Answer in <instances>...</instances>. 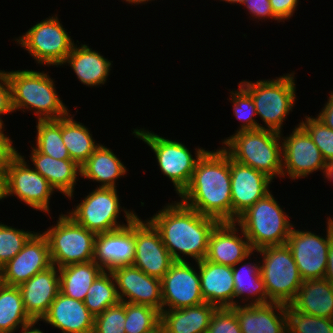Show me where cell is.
<instances>
[{
    "instance_id": "40",
    "label": "cell",
    "mask_w": 333,
    "mask_h": 333,
    "mask_svg": "<svg viewBox=\"0 0 333 333\" xmlns=\"http://www.w3.org/2000/svg\"><path fill=\"white\" fill-rule=\"evenodd\" d=\"M36 233L4 224L0 221V268L14 258Z\"/></svg>"
},
{
    "instance_id": "13",
    "label": "cell",
    "mask_w": 333,
    "mask_h": 333,
    "mask_svg": "<svg viewBox=\"0 0 333 333\" xmlns=\"http://www.w3.org/2000/svg\"><path fill=\"white\" fill-rule=\"evenodd\" d=\"M325 235L293 226L286 241L303 280L325 277L328 251L333 240V217L326 218ZM323 235V236H322Z\"/></svg>"
},
{
    "instance_id": "2",
    "label": "cell",
    "mask_w": 333,
    "mask_h": 333,
    "mask_svg": "<svg viewBox=\"0 0 333 333\" xmlns=\"http://www.w3.org/2000/svg\"><path fill=\"white\" fill-rule=\"evenodd\" d=\"M156 212L146 219L159 232L174 261H188L189 257L199 262L206 258L217 219L202 215L179 200L168 202Z\"/></svg>"
},
{
    "instance_id": "33",
    "label": "cell",
    "mask_w": 333,
    "mask_h": 333,
    "mask_svg": "<svg viewBox=\"0 0 333 333\" xmlns=\"http://www.w3.org/2000/svg\"><path fill=\"white\" fill-rule=\"evenodd\" d=\"M102 271L94 260L59 268L60 292L70 298L84 301L88 289Z\"/></svg>"
},
{
    "instance_id": "21",
    "label": "cell",
    "mask_w": 333,
    "mask_h": 333,
    "mask_svg": "<svg viewBox=\"0 0 333 333\" xmlns=\"http://www.w3.org/2000/svg\"><path fill=\"white\" fill-rule=\"evenodd\" d=\"M135 258L134 220L120 229L96 236L94 261L103 269L132 265Z\"/></svg>"
},
{
    "instance_id": "51",
    "label": "cell",
    "mask_w": 333,
    "mask_h": 333,
    "mask_svg": "<svg viewBox=\"0 0 333 333\" xmlns=\"http://www.w3.org/2000/svg\"><path fill=\"white\" fill-rule=\"evenodd\" d=\"M326 182H332L333 184V161L327 163L326 170L323 177Z\"/></svg>"
},
{
    "instance_id": "50",
    "label": "cell",
    "mask_w": 333,
    "mask_h": 333,
    "mask_svg": "<svg viewBox=\"0 0 333 333\" xmlns=\"http://www.w3.org/2000/svg\"><path fill=\"white\" fill-rule=\"evenodd\" d=\"M36 324L41 326L39 321L33 320L31 323L21 327L20 330L18 329L17 331H19V333H44L40 327H36Z\"/></svg>"
},
{
    "instance_id": "4",
    "label": "cell",
    "mask_w": 333,
    "mask_h": 333,
    "mask_svg": "<svg viewBox=\"0 0 333 333\" xmlns=\"http://www.w3.org/2000/svg\"><path fill=\"white\" fill-rule=\"evenodd\" d=\"M222 148L244 165L276 180L282 179V139L278 132L267 129L245 130L222 139Z\"/></svg>"
},
{
    "instance_id": "25",
    "label": "cell",
    "mask_w": 333,
    "mask_h": 333,
    "mask_svg": "<svg viewBox=\"0 0 333 333\" xmlns=\"http://www.w3.org/2000/svg\"><path fill=\"white\" fill-rule=\"evenodd\" d=\"M43 323L59 329L60 333H93L94 316L83 301L70 298L59 292L51 303Z\"/></svg>"
},
{
    "instance_id": "43",
    "label": "cell",
    "mask_w": 333,
    "mask_h": 333,
    "mask_svg": "<svg viewBox=\"0 0 333 333\" xmlns=\"http://www.w3.org/2000/svg\"><path fill=\"white\" fill-rule=\"evenodd\" d=\"M206 333H242L236 313L231 308H217Z\"/></svg>"
},
{
    "instance_id": "3",
    "label": "cell",
    "mask_w": 333,
    "mask_h": 333,
    "mask_svg": "<svg viewBox=\"0 0 333 333\" xmlns=\"http://www.w3.org/2000/svg\"><path fill=\"white\" fill-rule=\"evenodd\" d=\"M5 75L11 87L13 112H33L36 121L57 120L70 112L58 95L55 79L49 76V71L6 70Z\"/></svg>"
},
{
    "instance_id": "44",
    "label": "cell",
    "mask_w": 333,
    "mask_h": 333,
    "mask_svg": "<svg viewBox=\"0 0 333 333\" xmlns=\"http://www.w3.org/2000/svg\"><path fill=\"white\" fill-rule=\"evenodd\" d=\"M242 6L246 7V12H248L246 14L251 15L249 16L250 18L252 17L251 20L253 19V21H256L257 23L259 21H270V19L271 22L272 20L276 21L277 23L281 22L272 12L270 0H245Z\"/></svg>"
},
{
    "instance_id": "28",
    "label": "cell",
    "mask_w": 333,
    "mask_h": 333,
    "mask_svg": "<svg viewBox=\"0 0 333 333\" xmlns=\"http://www.w3.org/2000/svg\"><path fill=\"white\" fill-rule=\"evenodd\" d=\"M252 259H254L253 263ZM258 260V253L253 251L247 258L232 267L235 306L263 305L272 302L268 298L260 273V261Z\"/></svg>"
},
{
    "instance_id": "24",
    "label": "cell",
    "mask_w": 333,
    "mask_h": 333,
    "mask_svg": "<svg viewBox=\"0 0 333 333\" xmlns=\"http://www.w3.org/2000/svg\"><path fill=\"white\" fill-rule=\"evenodd\" d=\"M83 43L80 44L78 40L74 43L61 67L68 65L78 81L86 87H102L108 83L113 61L105 58L101 52L93 50L91 45Z\"/></svg>"
},
{
    "instance_id": "29",
    "label": "cell",
    "mask_w": 333,
    "mask_h": 333,
    "mask_svg": "<svg viewBox=\"0 0 333 333\" xmlns=\"http://www.w3.org/2000/svg\"><path fill=\"white\" fill-rule=\"evenodd\" d=\"M115 154L104 143L100 144L81 166L80 178L99 183L96 187L117 189V181L128 175L129 168Z\"/></svg>"
},
{
    "instance_id": "9",
    "label": "cell",
    "mask_w": 333,
    "mask_h": 333,
    "mask_svg": "<svg viewBox=\"0 0 333 333\" xmlns=\"http://www.w3.org/2000/svg\"><path fill=\"white\" fill-rule=\"evenodd\" d=\"M61 23L58 14L36 22L20 36L13 38L18 47L27 51L38 66H62L75 43Z\"/></svg>"
},
{
    "instance_id": "39",
    "label": "cell",
    "mask_w": 333,
    "mask_h": 333,
    "mask_svg": "<svg viewBox=\"0 0 333 333\" xmlns=\"http://www.w3.org/2000/svg\"><path fill=\"white\" fill-rule=\"evenodd\" d=\"M287 333H333V319L311 316L286 306Z\"/></svg>"
},
{
    "instance_id": "32",
    "label": "cell",
    "mask_w": 333,
    "mask_h": 333,
    "mask_svg": "<svg viewBox=\"0 0 333 333\" xmlns=\"http://www.w3.org/2000/svg\"><path fill=\"white\" fill-rule=\"evenodd\" d=\"M75 116L69 112L61 118V136L70 159L81 167L101 143L94 139L91 128L76 121Z\"/></svg>"
},
{
    "instance_id": "52",
    "label": "cell",
    "mask_w": 333,
    "mask_h": 333,
    "mask_svg": "<svg viewBox=\"0 0 333 333\" xmlns=\"http://www.w3.org/2000/svg\"><path fill=\"white\" fill-rule=\"evenodd\" d=\"M123 3L125 2V3H127L128 5H146L148 2H149V4L152 2V1H155V0H121ZM157 1V0H156Z\"/></svg>"
},
{
    "instance_id": "19",
    "label": "cell",
    "mask_w": 333,
    "mask_h": 333,
    "mask_svg": "<svg viewBox=\"0 0 333 333\" xmlns=\"http://www.w3.org/2000/svg\"><path fill=\"white\" fill-rule=\"evenodd\" d=\"M120 302L151 306L162 311L161 279L145 274L134 265L111 270Z\"/></svg>"
},
{
    "instance_id": "6",
    "label": "cell",
    "mask_w": 333,
    "mask_h": 333,
    "mask_svg": "<svg viewBox=\"0 0 333 333\" xmlns=\"http://www.w3.org/2000/svg\"><path fill=\"white\" fill-rule=\"evenodd\" d=\"M272 191L243 212L236 223L242 228L253 251L283 245L295 225Z\"/></svg>"
},
{
    "instance_id": "26",
    "label": "cell",
    "mask_w": 333,
    "mask_h": 333,
    "mask_svg": "<svg viewBox=\"0 0 333 333\" xmlns=\"http://www.w3.org/2000/svg\"><path fill=\"white\" fill-rule=\"evenodd\" d=\"M201 293L205 302L217 308L235 306L232 266L203 259L198 262Z\"/></svg>"
},
{
    "instance_id": "17",
    "label": "cell",
    "mask_w": 333,
    "mask_h": 333,
    "mask_svg": "<svg viewBox=\"0 0 333 333\" xmlns=\"http://www.w3.org/2000/svg\"><path fill=\"white\" fill-rule=\"evenodd\" d=\"M52 266L47 238L37 231L22 250L0 268L3 284L20 286L38 272Z\"/></svg>"
},
{
    "instance_id": "11",
    "label": "cell",
    "mask_w": 333,
    "mask_h": 333,
    "mask_svg": "<svg viewBox=\"0 0 333 333\" xmlns=\"http://www.w3.org/2000/svg\"><path fill=\"white\" fill-rule=\"evenodd\" d=\"M260 273L268 298L272 302L288 305L303 283L299 269L286 244L267 246L256 250Z\"/></svg>"
},
{
    "instance_id": "55",
    "label": "cell",
    "mask_w": 333,
    "mask_h": 333,
    "mask_svg": "<svg viewBox=\"0 0 333 333\" xmlns=\"http://www.w3.org/2000/svg\"><path fill=\"white\" fill-rule=\"evenodd\" d=\"M3 284L2 280H1V276H0V286Z\"/></svg>"
},
{
    "instance_id": "1",
    "label": "cell",
    "mask_w": 333,
    "mask_h": 333,
    "mask_svg": "<svg viewBox=\"0 0 333 333\" xmlns=\"http://www.w3.org/2000/svg\"><path fill=\"white\" fill-rule=\"evenodd\" d=\"M180 202L219 222H232L230 156L220 146L198 159Z\"/></svg>"
},
{
    "instance_id": "5",
    "label": "cell",
    "mask_w": 333,
    "mask_h": 333,
    "mask_svg": "<svg viewBox=\"0 0 333 333\" xmlns=\"http://www.w3.org/2000/svg\"><path fill=\"white\" fill-rule=\"evenodd\" d=\"M295 74V71H291L271 79L255 82L242 79L239 82L255 103L256 114L263 122L261 129L284 132L283 123L298 100Z\"/></svg>"
},
{
    "instance_id": "36",
    "label": "cell",
    "mask_w": 333,
    "mask_h": 333,
    "mask_svg": "<svg viewBox=\"0 0 333 333\" xmlns=\"http://www.w3.org/2000/svg\"><path fill=\"white\" fill-rule=\"evenodd\" d=\"M36 139L33 146L40 152L57 160L70 159L61 136V118L37 120Z\"/></svg>"
},
{
    "instance_id": "18",
    "label": "cell",
    "mask_w": 333,
    "mask_h": 333,
    "mask_svg": "<svg viewBox=\"0 0 333 333\" xmlns=\"http://www.w3.org/2000/svg\"><path fill=\"white\" fill-rule=\"evenodd\" d=\"M232 222L271 192L273 179L230 157Z\"/></svg>"
},
{
    "instance_id": "7",
    "label": "cell",
    "mask_w": 333,
    "mask_h": 333,
    "mask_svg": "<svg viewBox=\"0 0 333 333\" xmlns=\"http://www.w3.org/2000/svg\"><path fill=\"white\" fill-rule=\"evenodd\" d=\"M135 138L142 140L150 147L157 160L158 169L173 184L176 195H180L188 186L196 163L201 155L206 151L205 148L196 146L194 155L182 141H176L160 136L150 131L149 128H133L131 130Z\"/></svg>"
},
{
    "instance_id": "31",
    "label": "cell",
    "mask_w": 333,
    "mask_h": 333,
    "mask_svg": "<svg viewBox=\"0 0 333 333\" xmlns=\"http://www.w3.org/2000/svg\"><path fill=\"white\" fill-rule=\"evenodd\" d=\"M289 305L307 315L333 319V286L325 278L304 280Z\"/></svg>"
},
{
    "instance_id": "22",
    "label": "cell",
    "mask_w": 333,
    "mask_h": 333,
    "mask_svg": "<svg viewBox=\"0 0 333 333\" xmlns=\"http://www.w3.org/2000/svg\"><path fill=\"white\" fill-rule=\"evenodd\" d=\"M31 153L28 158L22 155L19 150L17 152L27 161L31 162L30 166L41 174L58 193H61L67 200H73L75 195V187L81 177V167L72 159L57 160L49 155L40 153L34 146L30 144ZM27 158V159H26ZM78 179V180H77Z\"/></svg>"
},
{
    "instance_id": "54",
    "label": "cell",
    "mask_w": 333,
    "mask_h": 333,
    "mask_svg": "<svg viewBox=\"0 0 333 333\" xmlns=\"http://www.w3.org/2000/svg\"><path fill=\"white\" fill-rule=\"evenodd\" d=\"M3 200V172L0 171V201L4 202Z\"/></svg>"
},
{
    "instance_id": "27",
    "label": "cell",
    "mask_w": 333,
    "mask_h": 333,
    "mask_svg": "<svg viewBox=\"0 0 333 333\" xmlns=\"http://www.w3.org/2000/svg\"><path fill=\"white\" fill-rule=\"evenodd\" d=\"M286 304L233 306L242 333H287Z\"/></svg>"
},
{
    "instance_id": "23",
    "label": "cell",
    "mask_w": 333,
    "mask_h": 333,
    "mask_svg": "<svg viewBox=\"0 0 333 333\" xmlns=\"http://www.w3.org/2000/svg\"><path fill=\"white\" fill-rule=\"evenodd\" d=\"M18 287L28 316L41 321L60 292L59 268L52 265Z\"/></svg>"
},
{
    "instance_id": "15",
    "label": "cell",
    "mask_w": 333,
    "mask_h": 333,
    "mask_svg": "<svg viewBox=\"0 0 333 333\" xmlns=\"http://www.w3.org/2000/svg\"><path fill=\"white\" fill-rule=\"evenodd\" d=\"M162 310L182 309L204 303L198 262L175 261L161 279Z\"/></svg>"
},
{
    "instance_id": "12",
    "label": "cell",
    "mask_w": 333,
    "mask_h": 333,
    "mask_svg": "<svg viewBox=\"0 0 333 333\" xmlns=\"http://www.w3.org/2000/svg\"><path fill=\"white\" fill-rule=\"evenodd\" d=\"M56 191L18 152L3 170V199L14 197L27 207L50 215V201Z\"/></svg>"
},
{
    "instance_id": "38",
    "label": "cell",
    "mask_w": 333,
    "mask_h": 333,
    "mask_svg": "<svg viewBox=\"0 0 333 333\" xmlns=\"http://www.w3.org/2000/svg\"><path fill=\"white\" fill-rule=\"evenodd\" d=\"M229 100L232 103L233 114L241 124L236 132L261 129V123L256 119L255 103L251 95L238 83V89H229ZM255 116V117H254Z\"/></svg>"
},
{
    "instance_id": "8",
    "label": "cell",
    "mask_w": 333,
    "mask_h": 333,
    "mask_svg": "<svg viewBox=\"0 0 333 333\" xmlns=\"http://www.w3.org/2000/svg\"><path fill=\"white\" fill-rule=\"evenodd\" d=\"M116 188L96 187L74 205V209L66 211L76 223L94 232L106 233L120 229L130 224L137 216L135 210L122 207L121 197ZM121 211L124 214L123 223ZM120 218V219H119ZM122 222V223H121Z\"/></svg>"
},
{
    "instance_id": "49",
    "label": "cell",
    "mask_w": 333,
    "mask_h": 333,
    "mask_svg": "<svg viewBox=\"0 0 333 333\" xmlns=\"http://www.w3.org/2000/svg\"><path fill=\"white\" fill-rule=\"evenodd\" d=\"M324 278L333 286V240L331 241L328 251L326 274Z\"/></svg>"
},
{
    "instance_id": "37",
    "label": "cell",
    "mask_w": 333,
    "mask_h": 333,
    "mask_svg": "<svg viewBox=\"0 0 333 333\" xmlns=\"http://www.w3.org/2000/svg\"><path fill=\"white\" fill-rule=\"evenodd\" d=\"M122 303L125 305V333H160L159 310L148 305Z\"/></svg>"
},
{
    "instance_id": "42",
    "label": "cell",
    "mask_w": 333,
    "mask_h": 333,
    "mask_svg": "<svg viewBox=\"0 0 333 333\" xmlns=\"http://www.w3.org/2000/svg\"><path fill=\"white\" fill-rule=\"evenodd\" d=\"M125 305L119 302L94 317L93 333H125Z\"/></svg>"
},
{
    "instance_id": "30",
    "label": "cell",
    "mask_w": 333,
    "mask_h": 333,
    "mask_svg": "<svg viewBox=\"0 0 333 333\" xmlns=\"http://www.w3.org/2000/svg\"><path fill=\"white\" fill-rule=\"evenodd\" d=\"M216 309L204 302L182 309L162 310L160 333H206Z\"/></svg>"
},
{
    "instance_id": "46",
    "label": "cell",
    "mask_w": 333,
    "mask_h": 333,
    "mask_svg": "<svg viewBox=\"0 0 333 333\" xmlns=\"http://www.w3.org/2000/svg\"><path fill=\"white\" fill-rule=\"evenodd\" d=\"M300 0H270L272 12L274 15L283 22H289L290 18L293 17L297 6H299ZM289 20V21H288Z\"/></svg>"
},
{
    "instance_id": "45",
    "label": "cell",
    "mask_w": 333,
    "mask_h": 333,
    "mask_svg": "<svg viewBox=\"0 0 333 333\" xmlns=\"http://www.w3.org/2000/svg\"><path fill=\"white\" fill-rule=\"evenodd\" d=\"M13 113L11 105V87L5 75V70L0 69V124L5 125L2 115H11Z\"/></svg>"
},
{
    "instance_id": "10",
    "label": "cell",
    "mask_w": 333,
    "mask_h": 333,
    "mask_svg": "<svg viewBox=\"0 0 333 333\" xmlns=\"http://www.w3.org/2000/svg\"><path fill=\"white\" fill-rule=\"evenodd\" d=\"M56 224L41 231L47 238L52 265L58 268L94 260L96 236L61 212Z\"/></svg>"
},
{
    "instance_id": "53",
    "label": "cell",
    "mask_w": 333,
    "mask_h": 333,
    "mask_svg": "<svg viewBox=\"0 0 333 333\" xmlns=\"http://www.w3.org/2000/svg\"><path fill=\"white\" fill-rule=\"evenodd\" d=\"M215 1V0H214ZM218 1H222V2H225V3H228L230 5H239V6H242V4L244 3L245 0H218Z\"/></svg>"
},
{
    "instance_id": "47",
    "label": "cell",
    "mask_w": 333,
    "mask_h": 333,
    "mask_svg": "<svg viewBox=\"0 0 333 333\" xmlns=\"http://www.w3.org/2000/svg\"><path fill=\"white\" fill-rule=\"evenodd\" d=\"M6 125L0 124V171L3 172L4 167L7 165L9 159L17 152L18 148L14 146L15 142L10 135L5 134ZM14 143V144H13Z\"/></svg>"
},
{
    "instance_id": "34",
    "label": "cell",
    "mask_w": 333,
    "mask_h": 333,
    "mask_svg": "<svg viewBox=\"0 0 333 333\" xmlns=\"http://www.w3.org/2000/svg\"><path fill=\"white\" fill-rule=\"evenodd\" d=\"M33 320L25 311L18 286H0V333H17Z\"/></svg>"
},
{
    "instance_id": "20",
    "label": "cell",
    "mask_w": 333,
    "mask_h": 333,
    "mask_svg": "<svg viewBox=\"0 0 333 333\" xmlns=\"http://www.w3.org/2000/svg\"><path fill=\"white\" fill-rule=\"evenodd\" d=\"M252 252L249 240L236 222H219L210 234L205 259L233 267Z\"/></svg>"
},
{
    "instance_id": "14",
    "label": "cell",
    "mask_w": 333,
    "mask_h": 333,
    "mask_svg": "<svg viewBox=\"0 0 333 333\" xmlns=\"http://www.w3.org/2000/svg\"><path fill=\"white\" fill-rule=\"evenodd\" d=\"M282 139V179L293 181L308 177L320 170L324 176L327 163L308 132L298 123Z\"/></svg>"
},
{
    "instance_id": "41",
    "label": "cell",
    "mask_w": 333,
    "mask_h": 333,
    "mask_svg": "<svg viewBox=\"0 0 333 333\" xmlns=\"http://www.w3.org/2000/svg\"><path fill=\"white\" fill-rule=\"evenodd\" d=\"M304 116L299 124L308 132L326 163L333 161V130L316 116Z\"/></svg>"
},
{
    "instance_id": "48",
    "label": "cell",
    "mask_w": 333,
    "mask_h": 333,
    "mask_svg": "<svg viewBox=\"0 0 333 333\" xmlns=\"http://www.w3.org/2000/svg\"><path fill=\"white\" fill-rule=\"evenodd\" d=\"M320 112L315 116L333 130V91H330Z\"/></svg>"
},
{
    "instance_id": "35",
    "label": "cell",
    "mask_w": 333,
    "mask_h": 333,
    "mask_svg": "<svg viewBox=\"0 0 333 333\" xmlns=\"http://www.w3.org/2000/svg\"><path fill=\"white\" fill-rule=\"evenodd\" d=\"M83 302L94 317L120 302L116 282L111 271L103 270L96 277Z\"/></svg>"
},
{
    "instance_id": "16",
    "label": "cell",
    "mask_w": 333,
    "mask_h": 333,
    "mask_svg": "<svg viewBox=\"0 0 333 333\" xmlns=\"http://www.w3.org/2000/svg\"><path fill=\"white\" fill-rule=\"evenodd\" d=\"M135 258L132 263L149 276L162 279L175 262L163 244L159 232L147 220L134 219Z\"/></svg>"
}]
</instances>
